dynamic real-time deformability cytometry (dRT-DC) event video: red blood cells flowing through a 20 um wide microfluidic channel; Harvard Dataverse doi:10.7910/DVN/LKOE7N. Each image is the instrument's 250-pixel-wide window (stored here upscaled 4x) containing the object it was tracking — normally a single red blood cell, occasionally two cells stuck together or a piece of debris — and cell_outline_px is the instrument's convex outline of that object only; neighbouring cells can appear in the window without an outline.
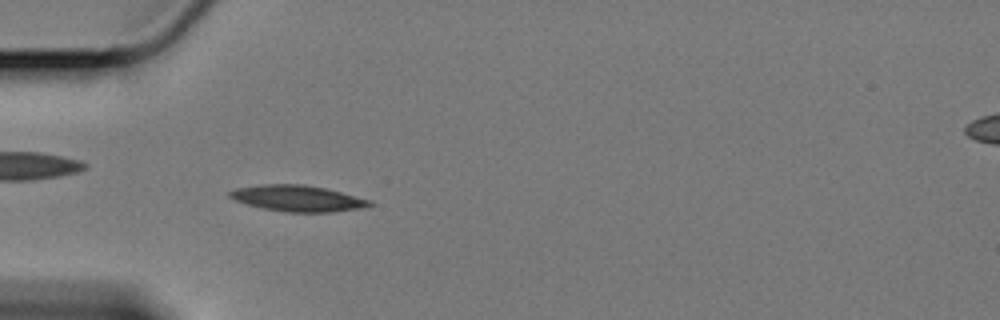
{"species": "Egyptian fruit bat (a non-hibernating species)", "species_latin": "Rousettus aegyptiacus", "temperature_condition": "cold", "stored_images_in_passage": 48, "camera_frame_rate_fps": 3000, "um_per_image_px": 0.085, "animal": {"sex": "female"}, "frame": {"image": 1, "passage_image": 7, "time_ms": 2.0, "image_size_px": [1000, 320], "cell_outline_px": [[376, 204], [364, 208], [328, 212], [284, 212], [264, 208], [248, 204], [236, 200], [228, 196], [228, 192], [236, 188], [260, 184], [304, 184], [328, 188], [372, 200]], "centroid_in_image_um": [25.37, 16.85], "position_along_channel_um": 59.6, "area_um2": 21.5}}
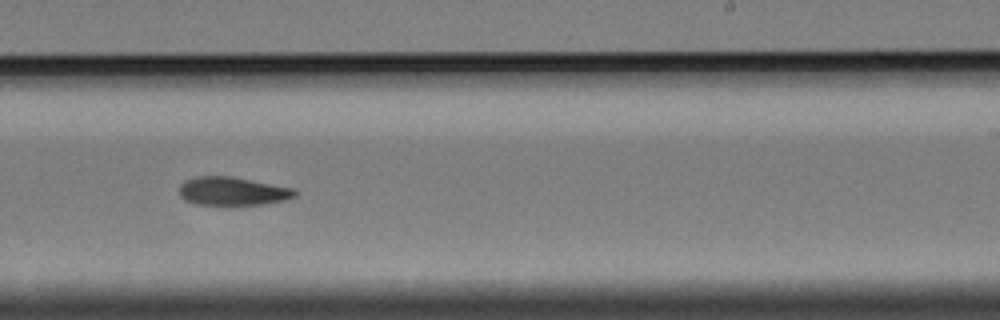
{"frame": {"image": 2, "passage_image": 26, "time_ms": 8.333, "image_size_px": [1000, 320], "cell_outline_px": [[296, 196], [284, 200], [264, 204], [196, 204], [184, 200], [180, 196], [180, 184], [184, 180], [196, 176], [232, 176], [296, 188]], "centroid_in_image_um": [19.77, 16.23], "position_along_channel_um": 269.2, "area_um2": 19.19}}
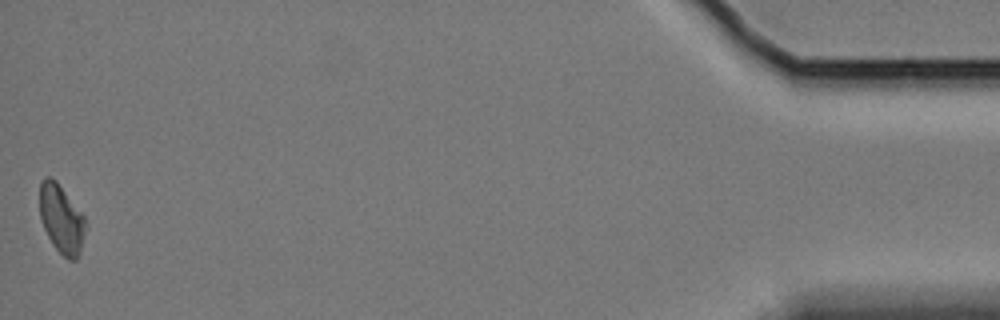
{"frame": {"image": 3, "passage_image": 48, "time_ms": 15.667, "image_size_px": [1000, 320], "cell_outline_px": [[88, 228], [80, 252], [76, 260], [68, 260], [52, 244], [40, 220], [40, 180], [44, 176], [48, 176], [56, 180], [84, 216], [88, 224]], "centroid_in_image_um": [5.24, 18.62], "position_along_channel_um": 430.0, "area_um2": 18.61}, "authors_computed_cell_mechanics": {"area_um2": 19.6231, "velocity_mm_per_s": 3.3745, "shape_relaxation_time_tau1_ms": 3.8691, "shape_relaxation_time_tau2_ms": null, "deformation_change_tau1": 0.1231, "deformation_change_tau2": null}}